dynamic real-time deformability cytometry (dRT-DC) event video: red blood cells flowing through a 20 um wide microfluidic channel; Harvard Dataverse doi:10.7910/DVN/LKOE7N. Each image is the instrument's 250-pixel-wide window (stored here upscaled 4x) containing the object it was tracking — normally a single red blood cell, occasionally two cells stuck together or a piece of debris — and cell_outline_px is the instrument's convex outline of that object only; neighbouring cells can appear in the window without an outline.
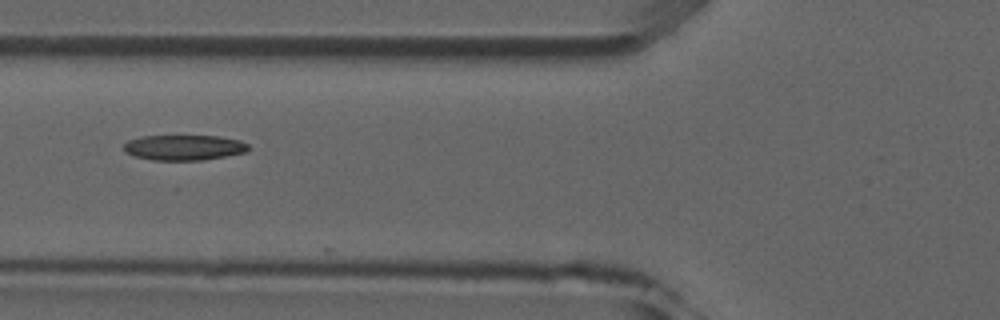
{"species": "common noctule bat (a hibernating species)", "species_latin": "Nyctalus noctula", "temperature_condition": "room temperature", "stored_images_in_passage": 5, "camera_frame_rate_fps": 3000, "um_per_image_px": 0.085, "animal": {"sex": "male", "forearm_length_mm": 52.5}, "frame": {"image": 1, "passage_image": 5, "time_ms": 5.667, "image_size_px": [1000, 320], "cell_outline_px": [[248, 152], [204, 160], [152, 160], [136, 156], [124, 152], [124, 144], [128, 140], [140, 136], [220, 136], [240, 140], [248, 144]], "centroid_in_image_um": [15.65, 12.54], "position_along_channel_um": 110.1, "area_um2": 18.5}}